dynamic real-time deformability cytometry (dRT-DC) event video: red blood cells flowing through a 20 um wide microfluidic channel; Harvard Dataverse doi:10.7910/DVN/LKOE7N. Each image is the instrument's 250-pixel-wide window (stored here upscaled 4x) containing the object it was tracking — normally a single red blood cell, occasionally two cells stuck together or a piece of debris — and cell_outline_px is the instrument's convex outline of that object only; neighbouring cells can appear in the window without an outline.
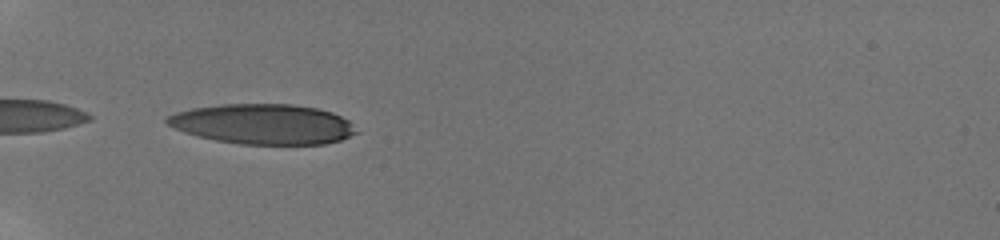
{"species": "human", "species_latin": "Homo sapiens", "temperature_condition": "room temperature", "stored_images_in_passage": 27, "camera_frame_rate_fps": 3000, "um_per_image_px": 0.085, "donor": {"sex": "male"}, "frame": {"image": 1, "passage_image": 1, "time_ms": 0.0, "image_size_px": [1000, 240], "cell_outline_px": [[356, 132], [340, 140], [324, 144], [240, 144], [216, 140], [184, 132], [168, 124], [164, 120], [164, 116], [176, 112], [192, 108], [220, 104], [292, 104], [316, 108], [332, 112], [348, 120]], "centroid_in_image_um": [22.31, 10.54], "position_along_channel_um": 62.7, "area_um2": 43.99}}
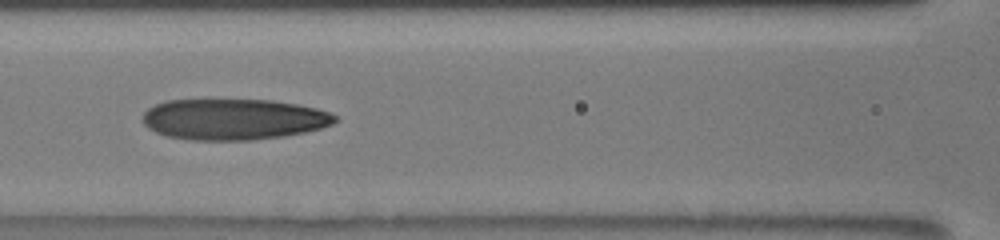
{"frame": {"image": 2, "passage_image": 9, "time_ms": 2.667, "image_size_px": [1000, 240], "cell_outline_px": [[340, 120], [332, 124], [320, 128], [304, 132], [284, 136], [252, 140], [192, 140], [168, 136], [156, 132], [148, 128], [144, 124], [144, 112], [148, 108], [156, 104], [168, 100], [272, 100], [296, 104], [316, 108], [328, 112], [336, 116]], "centroid_in_image_um": [19.87, 10.14], "position_along_channel_um": 146.7, "area_um2": 45.84}}
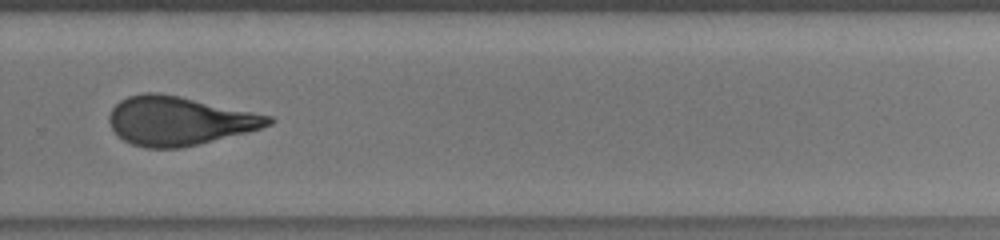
{"frame": {"image": 3, "passage_image": 25, "time_ms": 7.0, "image_size_px": [1000, 240], "cell_outline_px": [[276, 120], [272, 124], [248, 132], [180, 148], [144, 148], [132, 144], [116, 136], [108, 120], [108, 116], [112, 108], [120, 100], [128, 96], [144, 92], [160, 92], [180, 96], [272, 116]], "centroid_in_image_um": [15.19, 10.26], "position_along_channel_um": 314.6, "area_um2": 45.37}}